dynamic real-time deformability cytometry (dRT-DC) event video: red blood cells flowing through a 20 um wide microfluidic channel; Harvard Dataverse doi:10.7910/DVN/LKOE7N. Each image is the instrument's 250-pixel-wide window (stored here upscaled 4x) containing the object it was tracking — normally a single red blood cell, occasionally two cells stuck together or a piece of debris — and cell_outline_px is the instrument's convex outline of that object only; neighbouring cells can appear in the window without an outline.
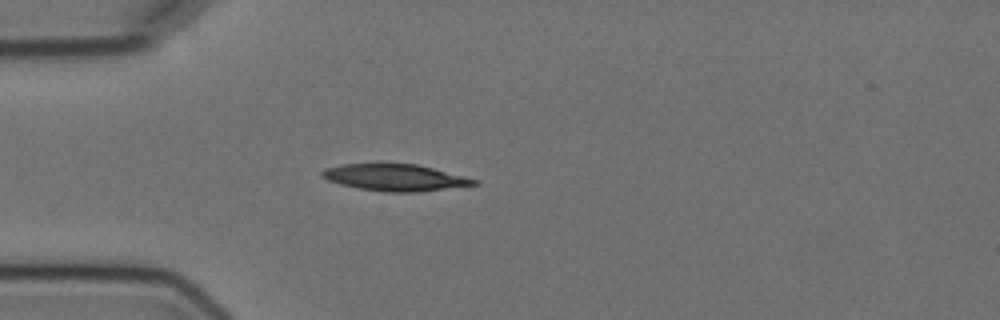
{"species": "Egyptian fruit bat (a non-hibernating species)", "species_latin": "Rousettus aegyptiacus", "temperature_condition": "cold", "stored_images_in_passage": 3, "camera_frame_rate_fps": 3000, "um_per_image_px": 0.085, "animal": {"sex": "female"}, "frame": {"image": 1, "passage_image": 1, "time_ms": 0.0, "image_size_px": [1000, 320], "cell_outline_px": [[480, 184], [416, 192], [384, 192], [360, 188], [340, 184], [328, 180], [320, 176], [320, 172], [324, 168], [344, 164], [416, 164], [480, 180]], "centroid_in_image_um": [33.58, 15.09], "position_along_channel_um": 51.4, "area_um2": 23.47}}
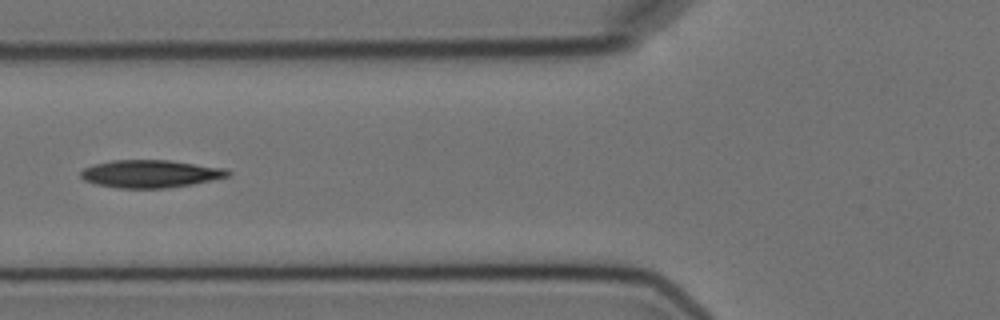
{"frame": {"image": 2, "passage_image": 3, "time_ms": 2.0, "image_size_px": [1000, 320], "cell_outline_px": [[232, 172], [228, 176], [192, 184], [168, 188], [120, 188], [96, 184], [84, 180], [80, 176], [80, 172], [84, 168], [96, 164], [112, 160], [168, 160], [224, 168]], "centroid_in_image_um": [12.76, 14.77], "position_along_channel_um": 113.0, "area_um2": 23.52}}